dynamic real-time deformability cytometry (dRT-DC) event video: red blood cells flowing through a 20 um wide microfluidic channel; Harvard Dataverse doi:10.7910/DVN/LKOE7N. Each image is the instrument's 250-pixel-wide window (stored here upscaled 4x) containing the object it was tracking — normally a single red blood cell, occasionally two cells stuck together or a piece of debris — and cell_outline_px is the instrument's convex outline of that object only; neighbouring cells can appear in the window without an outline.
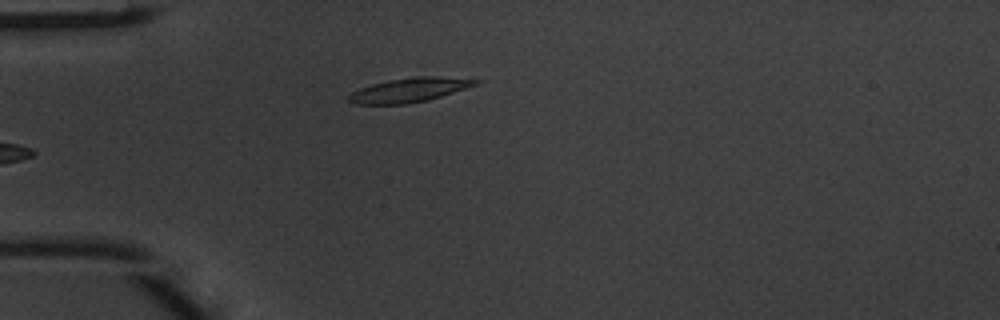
{"species": "common noctule bat (a hibernating species)", "species_latin": "Nyctalus noctula", "temperature_condition": "warm", "stored_images_in_passage": 4, "camera_frame_rate_fps": 3000, "um_per_image_px": 0.085, "animal": {"sex": "male", "body_mass_g": 20.1, "forearm_length_mm": 53.5}, "frame": {"image": 1, "passage_image": 4, "time_ms": 1.0, "image_size_px": [1000, 320], "cell_outline_px": [[484, 80], [480, 84], [428, 100], [404, 104], [356, 104], [348, 100], [348, 96], [352, 92], [360, 88], [372, 84], [388, 80], [416, 76], [432, 76]], "centroid_in_image_um": [34.83, 7.64], "position_along_channel_um": 50.2, "area_um2": 17.86}}